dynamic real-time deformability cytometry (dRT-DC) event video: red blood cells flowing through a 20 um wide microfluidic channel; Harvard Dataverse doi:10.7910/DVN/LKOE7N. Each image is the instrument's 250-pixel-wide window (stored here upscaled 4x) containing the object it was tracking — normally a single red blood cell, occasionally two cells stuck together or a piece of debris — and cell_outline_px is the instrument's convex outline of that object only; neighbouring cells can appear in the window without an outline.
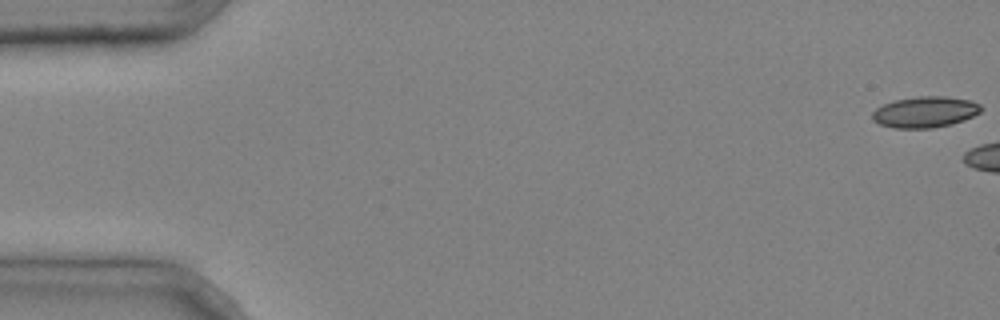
{"species": "common noctule bat (a hibernating species)", "species_latin": "Nyctalus noctula", "temperature_condition": "cold", "stored_images_in_passage": 6, "camera_frame_rate_fps": 3000, "um_per_image_px": 0.085, "animal": {"sex": "male", "body_mass_g": 20.4}, "frame": {"image": 1, "passage_image": 1, "time_ms": 0.0, "image_size_px": [1000, 320], "cell_outline_px": [[984, 108], [980, 112], [964, 120], [952, 124], [932, 128], [892, 128], [880, 124], [872, 120], [872, 112], [876, 108], [884, 104], [896, 100], [920, 96], [944, 96], [972, 100], [980, 104]], "centroid_in_image_um": [78.65, 9.52], "position_along_channel_um": 6.4, "area_um2": 19.77}}
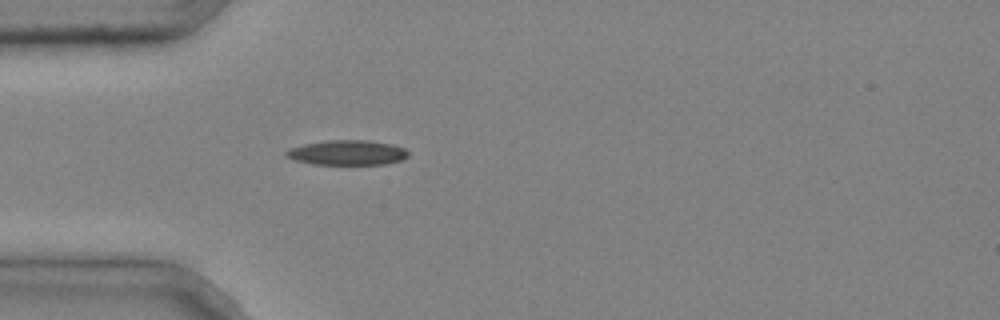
{"frame": {"image": 2, "passage_image": 6, "time_ms": 1.667, "image_size_px": [1000, 320], "cell_outline_px": [[408, 156], [400, 160], [384, 164], [312, 164], [292, 160], [284, 156], [284, 152], [288, 148], [304, 144], [328, 140], [364, 140], [392, 144], [404, 148], [408, 152]], "centroid_in_image_um": [29.44, 12.97], "position_along_channel_um": 55.6, "area_um2": 17.74}}